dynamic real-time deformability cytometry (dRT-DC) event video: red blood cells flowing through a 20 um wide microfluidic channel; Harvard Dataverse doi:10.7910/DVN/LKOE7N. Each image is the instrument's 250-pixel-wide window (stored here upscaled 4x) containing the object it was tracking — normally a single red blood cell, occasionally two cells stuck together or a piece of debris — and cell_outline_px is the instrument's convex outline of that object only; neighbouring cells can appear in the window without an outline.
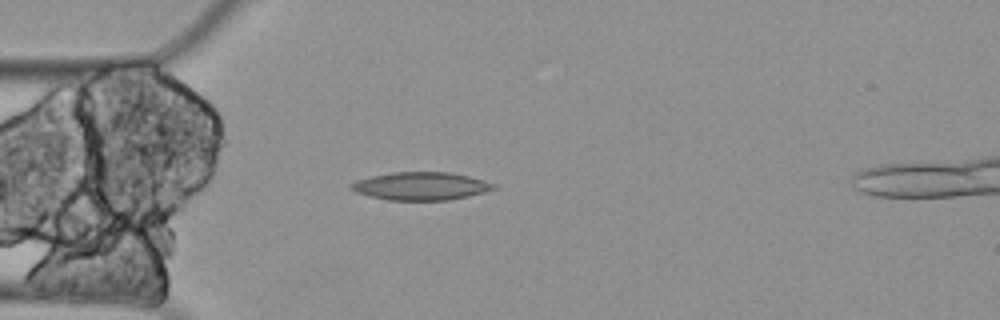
{"species": "Egyptian fruit bat (a non-hibernating species)", "species_latin": "Rousettus aegyptiacus", "temperature_condition": "cold", "stored_images_in_passage": 1, "camera_frame_rate_fps": 3000, "um_per_image_px": 0.085, "animal": {"sex": "female"}, "frame": {"image": 1, "passage_image": 1, "time_ms": 0.0, "image_size_px": [1000, 320], "cell_outline_px": [[500, 188], [468, 196], [448, 200], [388, 200], [368, 196], [356, 192], [352, 188], [352, 184], [356, 180], [372, 176], [392, 172], [448, 172], [468, 176], [484, 180], [496, 184]], "centroid_in_image_um": [35.82, 15.82], "position_along_channel_um": 49.2, "area_um2": 23.18}}